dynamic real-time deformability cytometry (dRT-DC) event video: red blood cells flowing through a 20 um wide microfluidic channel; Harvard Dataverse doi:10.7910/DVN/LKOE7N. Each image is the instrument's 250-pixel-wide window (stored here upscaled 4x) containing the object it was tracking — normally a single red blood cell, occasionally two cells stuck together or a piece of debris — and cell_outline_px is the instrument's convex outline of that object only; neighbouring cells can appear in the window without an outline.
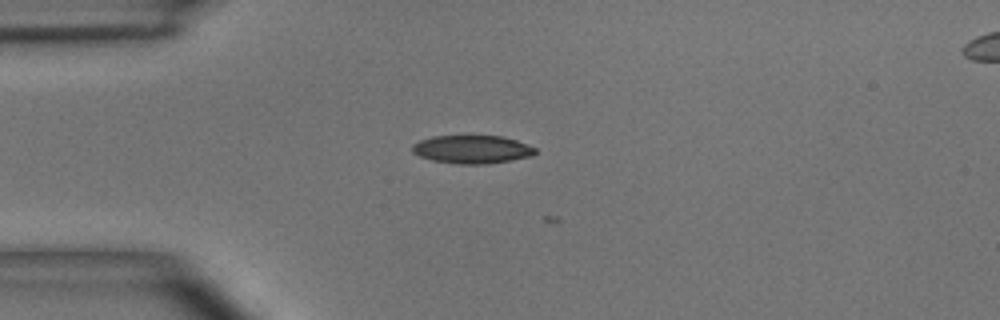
{"species": "common noctule bat (a hibernating species)", "species_latin": "Nyctalus noctula", "temperature_condition": "room temperature", "stored_images_in_passage": 3, "camera_frame_rate_fps": 3000, "um_per_image_px": 0.085, "animal": {"sex": "male", "body_mass_g": 15.6}, "frame": {"image": 1, "passage_image": 3, "time_ms": 2.333, "image_size_px": [1000, 320], "cell_outline_px": [[536, 152], [532, 156], [484, 164], [460, 164], [432, 160], [420, 156], [412, 152], [412, 144], [420, 140], [432, 136], [504, 136], [516, 140], [536, 148]], "centroid_in_image_um": [40.11, 12.69], "position_along_channel_um": 44.9, "area_um2": 20.06}}